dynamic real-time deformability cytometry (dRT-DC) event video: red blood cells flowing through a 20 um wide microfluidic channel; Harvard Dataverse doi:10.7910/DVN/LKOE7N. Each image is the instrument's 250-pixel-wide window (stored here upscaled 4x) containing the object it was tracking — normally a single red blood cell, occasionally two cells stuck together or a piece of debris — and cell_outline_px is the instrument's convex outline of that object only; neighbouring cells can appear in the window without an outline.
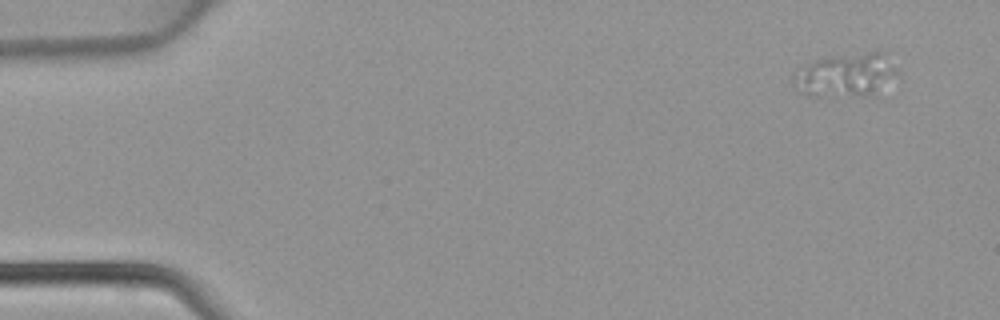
{"species": "common noctule bat (a hibernating species)", "species_latin": "Nyctalus noctula", "temperature_condition": "warm", "stored_images_in_passage": 4, "camera_frame_rate_fps": 3000, "um_per_image_px": 0.085, "animal": {"sex": "female", "body_mass_g": 22.7, "forearm_length_mm": 54.2}, "frame": {"image": 1, "passage_image": 1, "time_ms": 0.0, "image_size_px": [1000, 320], "cell_outline_px": [[900, 80], [876, 96], [856, 96], [804, 92], [792, 84], [792, 76], [804, 64], [828, 56], [888, 48], [892, 52], [900, 72]], "centroid_in_image_um": [72.21, 6.29], "position_along_channel_um": 12.8, "area_um2": 28.03}}